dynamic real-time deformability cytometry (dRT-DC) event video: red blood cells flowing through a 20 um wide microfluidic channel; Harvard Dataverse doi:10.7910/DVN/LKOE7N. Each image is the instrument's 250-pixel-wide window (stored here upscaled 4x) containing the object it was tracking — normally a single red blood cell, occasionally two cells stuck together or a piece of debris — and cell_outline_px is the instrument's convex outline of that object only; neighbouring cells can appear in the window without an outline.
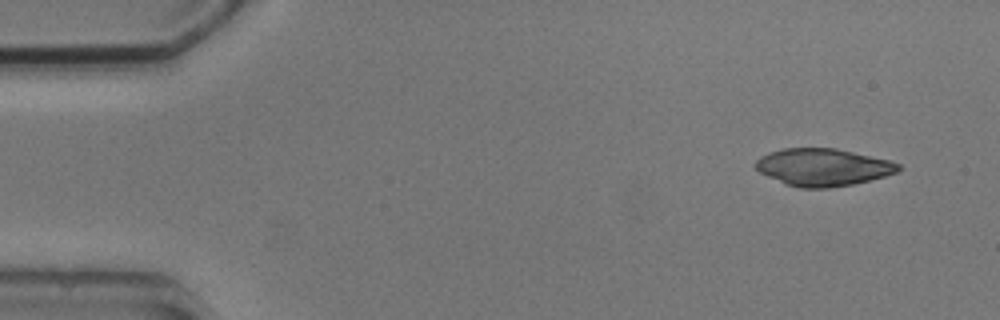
{"species": "common noctule bat (a hibernating species)", "species_latin": "Nyctalus noctula", "temperature_condition": "cold", "stored_images_in_passage": 4, "camera_frame_rate_fps": 3000, "um_per_image_px": 0.085, "animal": {"sex": "male", "body_mass_g": 20.5, "forearm_length_mm": 52.5}, "frame": {"image": 1, "passage_image": 1, "time_ms": 0.0, "image_size_px": [1000, 320], "cell_outline_px": [[904, 168], [896, 172], [884, 176], [852, 184], [828, 188], [800, 188], [784, 184], [760, 172], [752, 164], [760, 156], [784, 148], [836, 148], [888, 160], [900, 164]], "centroid_in_image_um": [69.93, 14.21], "position_along_channel_um": 15.1, "area_um2": 30.98}}